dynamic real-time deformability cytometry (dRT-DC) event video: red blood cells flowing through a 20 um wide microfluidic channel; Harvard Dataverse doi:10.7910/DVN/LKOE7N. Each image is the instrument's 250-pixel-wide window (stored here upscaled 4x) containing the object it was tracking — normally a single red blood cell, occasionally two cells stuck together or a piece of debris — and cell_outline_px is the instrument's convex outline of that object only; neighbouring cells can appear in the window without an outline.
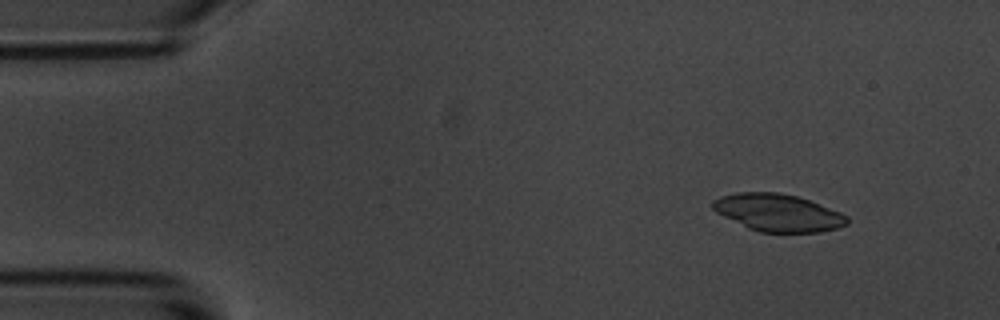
{"species": "common noctule bat (a hibernating species)", "species_latin": "Nyctalus noctula", "temperature_condition": "room temperature", "stored_images_in_passage": 50, "camera_frame_rate_fps": 3000, "um_per_image_px": 0.085, "animal": {"sex": "male", "body_mass_g": 20.1, "forearm_length_mm": 53.5}, "frame": {"image": 1, "passage_image": 1, "time_ms": 0.0, "image_size_px": [1000, 320], "cell_outline_px": [[848, 224], [836, 228], [820, 232], [760, 232], [748, 228], [716, 212], [712, 208], [712, 200], [720, 196], [736, 192], [776, 192], [796, 196], [808, 200], [840, 212], [848, 216]], "centroid_in_image_um": [66.11, 18.07], "position_along_channel_um": 18.9, "area_um2": 29.07}}